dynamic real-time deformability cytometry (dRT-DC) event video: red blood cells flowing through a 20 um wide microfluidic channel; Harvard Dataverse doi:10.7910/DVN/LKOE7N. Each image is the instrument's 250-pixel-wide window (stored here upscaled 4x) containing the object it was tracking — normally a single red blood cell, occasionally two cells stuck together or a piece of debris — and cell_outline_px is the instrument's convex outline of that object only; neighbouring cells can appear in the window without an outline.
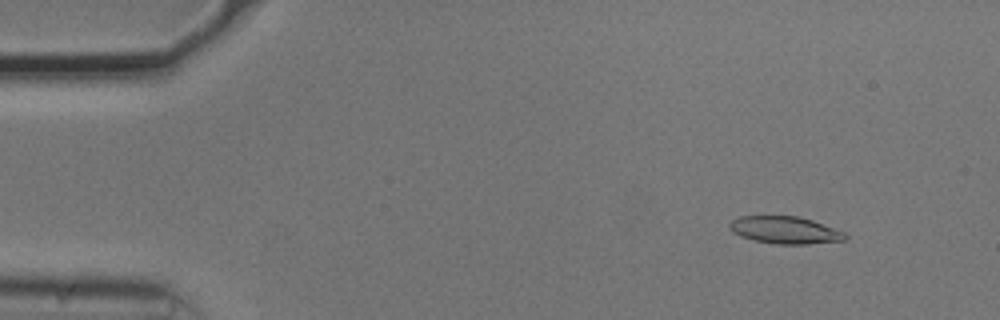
{"species": "common noctule bat (a hibernating species)", "species_latin": "Nyctalus noctula", "temperature_condition": "cold", "stored_images_in_passage": 54, "camera_frame_rate_fps": 3000, "um_per_image_px": 0.085, "animal": {"sex": "male", "body_mass_g": 20.5, "forearm_length_mm": 52.5}, "frame": {"image": 1, "passage_image": 5, "time_ms": 1.333, "image_size_px": [1000, 320], "cell_outline_px": [[848, 236], [844, 240], [808, 244], [776, 244], [752, 240], [740, 236], [732, 232], [728, 228], [728, 224], [732, 220], [740, 216], [796, 216], [812, 220], [844, 232]], "centroid_in_image_um": [66.68, 19.56], "position_along_channel_um": 18.3, "area_um2": 18.38}}
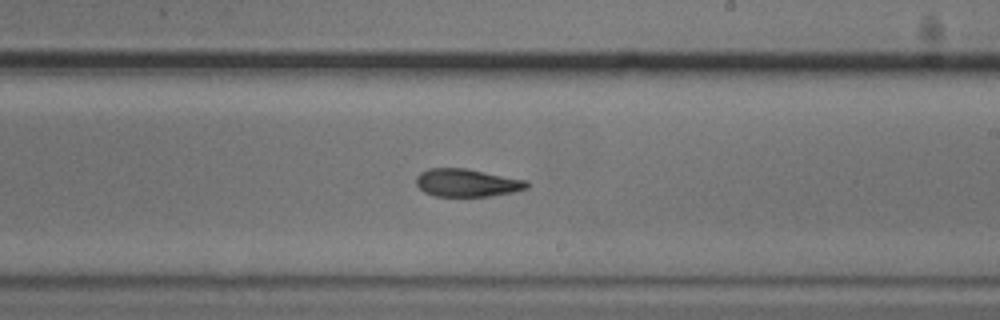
{"frame": {"image": 2, "passage_image": 31, "time_ms": 10.0, "image_size_px": [1000, 320], "cell_outline_px": [[528, 188], [512, 192], [488, 196], [436, 196], [424, 192], [416, 184], [416, 176], [420, 172], [428, 168], [464, 168], [528, 180]], "centroid_in_image_um": [39.67, 15.53], "position_along_channel_um": 249.3, "area_um2": 17.92}}
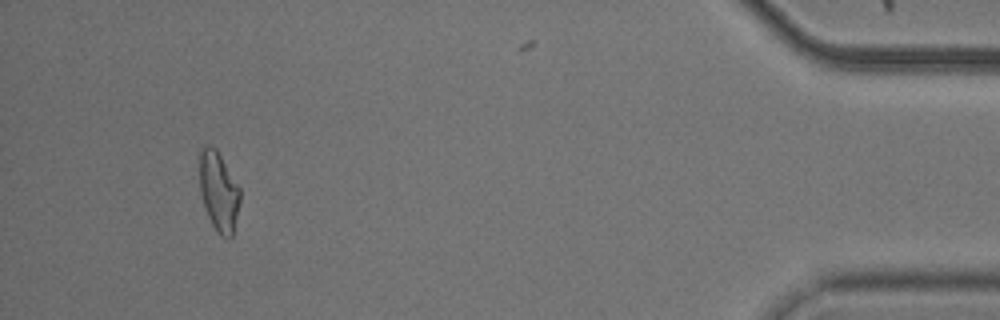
{"frame": {"image": 3, "passage_image": 50, "time_ms": 16.333, "image_size_px": [1000, 320], "cell_outline_px": [[240, 204], [232, 236], [228, 240], [220, 236], [216, 232], [208, 216], [200, 192], [200, 148], [208, 144], [216, 148], [240, 188]], "centroid_in_image_um": [18.6, 16.29], "position_along_channel_um": 416.6, "area_um2": 18.84}, "authors_computed_cell_mechanics": {"area_um2": 18.6116, "velocity_mm_per_s": 3.723, "shape_relaxation_time_tau1_ms": 6.011, "shape_relaxation_time_tau2_ms": 5.6153, "deformation_change_tau1": 0.1696, "deformation_change_tau2": 0.1549}}